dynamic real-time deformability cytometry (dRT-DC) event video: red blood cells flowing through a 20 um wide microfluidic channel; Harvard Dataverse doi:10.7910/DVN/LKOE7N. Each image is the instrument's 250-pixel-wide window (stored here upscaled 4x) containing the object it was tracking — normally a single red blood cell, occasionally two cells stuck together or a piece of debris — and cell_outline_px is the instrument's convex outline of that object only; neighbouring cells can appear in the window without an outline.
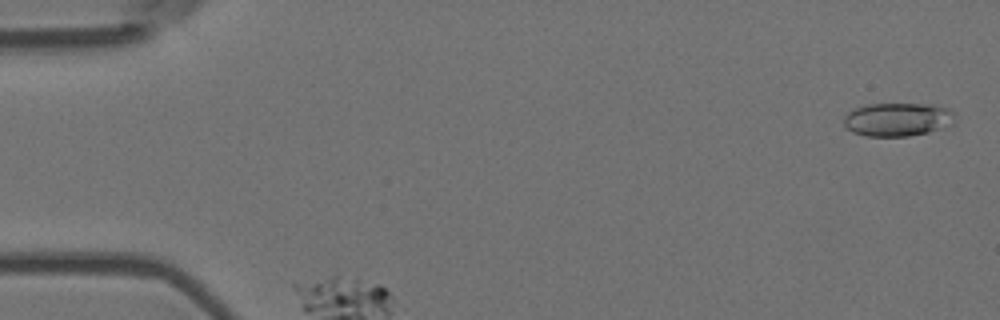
{"species": "Egyptian fruit bat (a non-hibernating species)", "species_latin": "Rousettus aegyptiacus", "temperature_condition": "room temperature", "stored_images_in_passage": 36, "camera_frame_rate_fps": 3000, "um_per_image_px": 0.085, "animal": {"sex": "female"}, "frame": {"image": 1, "passage_image": 2, "time_ms": 0.333, "image_size_px": [1000, 320], "cell_outline_px": [[956, 124], [928, 132], [908, 136], [864, 136], [852, 132], [844, 128], [844, 116], [852, 108], [868, 104], [936, 104], [948, 108], [952, 112]], "centroid_in_image_um": [76.28, 10.15], "position_along_channel_um": 8.7, "area_um2": 22.02}}
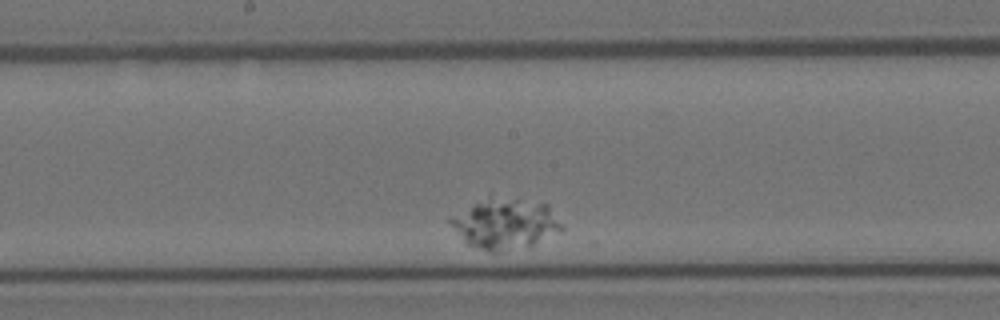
{"frame": {"image": 2, "passage_image": 20, "time_ms": 6.333, "image_size_px": [1000, 320], "cell_outline_px": [[564, 228], [532, 244], [500, 252], [488, 252], [468, 244], [464, 240], [448, 220], [492, 192], [520, 196], [548, 204]], "centroid_in_image_um": [42.96, 18.92], "position_along_channel_um": 205.2, "area_um2": 33.0}}
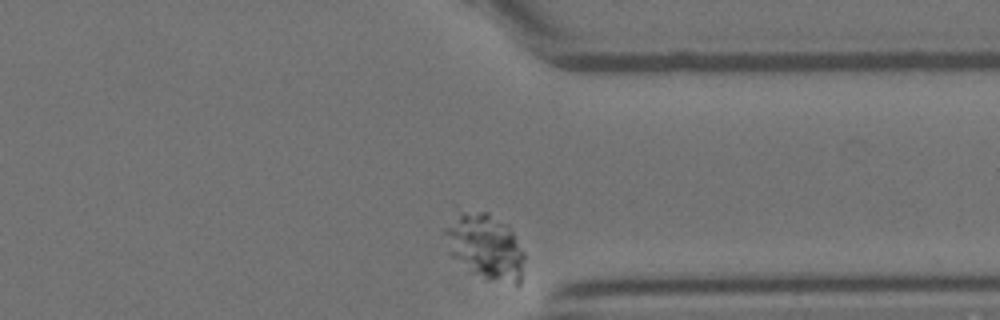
{"frame": {"image": 3, "passage_image": 36, "time_ms": 11.667, "image_size_px": [1000, 320], "cell_outline_px": [[524, 260], [520, 284], [516, 288], [484, 280], [448, 256], [444, 232], [444, 228], [460, 212], [488, 212], [508, 224], [524, 252]], "centroid_in_image_um": [41.27, 21.04], "position_along_channel_um": 370.1, "area_um2": 31.21}}